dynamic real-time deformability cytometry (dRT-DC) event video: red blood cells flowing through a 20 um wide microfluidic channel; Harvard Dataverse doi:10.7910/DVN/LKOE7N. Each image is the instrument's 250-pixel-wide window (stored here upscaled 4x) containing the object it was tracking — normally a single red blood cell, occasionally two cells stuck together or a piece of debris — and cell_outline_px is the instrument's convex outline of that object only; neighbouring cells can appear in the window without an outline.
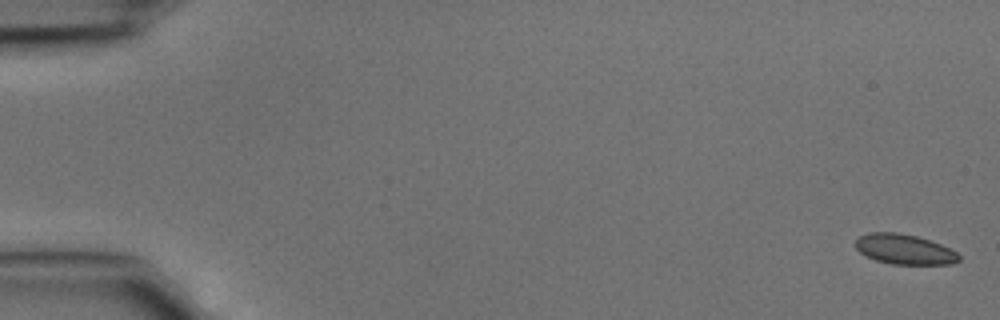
{"species": "common noctule bat (a hibernating species)", "species_latin": "Nyctalus noctula", "temperature_condition": "cold", "stored_images_in_passage": 46, "camera_frame_rate_fps": 3000, "um_per_image_px": 0.085, "animal": {"sex": "male", "body_mass_g": 15.6}, "frame": {"image": 1, "passage_image": 1, "time_ms": 0.0, "image_size_px": [1000, 320], "cell_outline_px": [[960, 260], [952, 264], [892, 264], [876, 260], [860, 252], [856, 248], [856, 240], [860, 236], [868, 232], [896, 232], [916, 236], [932, 240], [956, 252], [960, 256]], "centroid_in_image_um": [76.89, 21.18], "position_along_channel_um": 8.1, "area_um2": 18.03}}
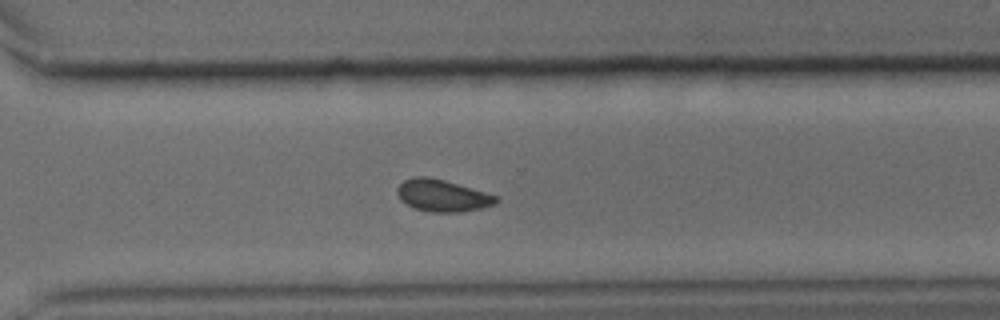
{"frame": {"image": 2, "passage_image": 33, "time_ms": 10.667, "image_size_px": [1000, 320], "cell_outline_px": [[500, 200], [496, 204], [480, 208], [460, 212], [428, 212], [404, 204], [400, 200], [396, 192], [396, 188], [404, 180], [412, 176], [428, 176], [444, 180], [500, 196]], "centroid_in_image_um": [37.6, 16.62], "position_along_channel_um": 333.0, "area_um2": 18.67}}
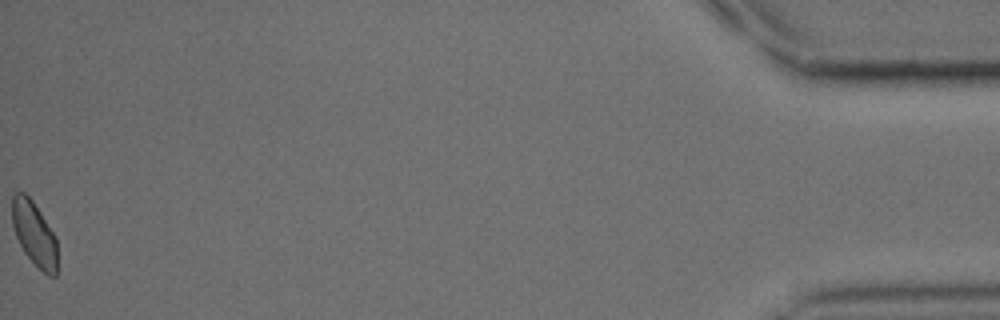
{"frame": {"image": 3, "passage_image": 46, "time_ms": 15.0, "image_size_px": [1000, 320], "cell_outline_px": [[56, 276], [48, 276], [24, 252], [16, 236], [12, 224], [12, 196], [16, 192], [24, 192], [32, 200], [56, 236]], "centroid_in_image_um": [2.9, 19.84], "position_along_channel_um": 432.3, "area_um2": 16.65}}